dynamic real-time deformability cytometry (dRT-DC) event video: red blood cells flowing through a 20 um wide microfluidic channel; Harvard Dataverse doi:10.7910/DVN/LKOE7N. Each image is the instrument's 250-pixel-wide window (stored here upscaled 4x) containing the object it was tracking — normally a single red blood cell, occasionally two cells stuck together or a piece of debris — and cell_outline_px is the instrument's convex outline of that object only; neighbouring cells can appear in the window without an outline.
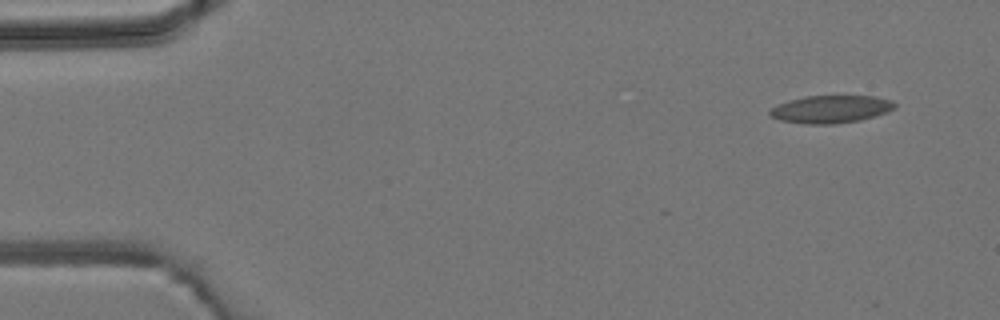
{"species": "common noctule bat (a hibernating species)", "species_latin": "Nyctalus noctula", "temperature_condition": "room temperature", "stored_images_in_passage": 6, "camera_frame_rate_fps": 3000, "um_per_image_px": 0.085, "animal": {"sex": "male", "body_mass_g": 19.2, "forearm_length_mm": 51.8}, "frame": {"image": 1, "passage_image": 1, "time_ms": 0.0, "image_size_px": [1000, 320], "cell_outline_px": [[896, 108], [888, 112], [860, 120], [836, 124], [804, 124], [780, 120], [768, 116], [768, 112], [772, 108], [788, 100], [808, 96], [872, 96], [892, 100], [896, 104]], "centroid_in_image_um": [70.62, 9.29], "position_along_channel_um": 14.4, "area_um2": 20.17}}
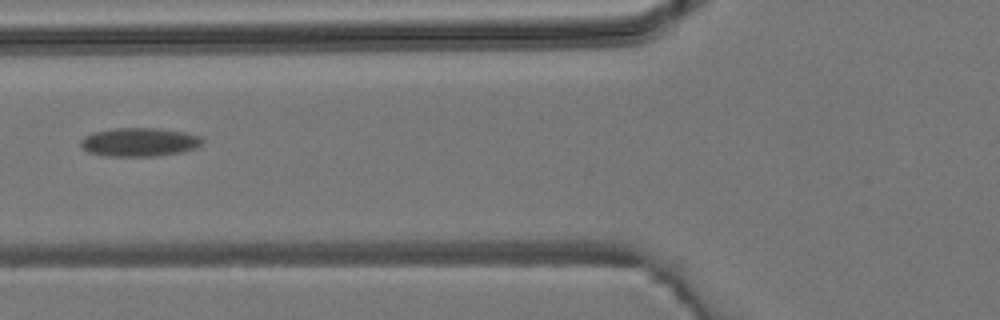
{"frame": {"image": 2, "passage_image": 6, "time_ms": 5.667, "image_size_px": [1000, 320], "cell_outline_px": [[204, 144], [196, 148], [180, 152], [156, 156], [108, 156], [88, 152], [80, 144], [80, 140], [84, 136], [92, 132], [112, 128], [156, 128], [184, 132], [200, 136], [204, 140]], "centroid_in_image_um": [11.85, 12.07], "position_along_channel_um": 114.0, "area_um2": 20.4}}